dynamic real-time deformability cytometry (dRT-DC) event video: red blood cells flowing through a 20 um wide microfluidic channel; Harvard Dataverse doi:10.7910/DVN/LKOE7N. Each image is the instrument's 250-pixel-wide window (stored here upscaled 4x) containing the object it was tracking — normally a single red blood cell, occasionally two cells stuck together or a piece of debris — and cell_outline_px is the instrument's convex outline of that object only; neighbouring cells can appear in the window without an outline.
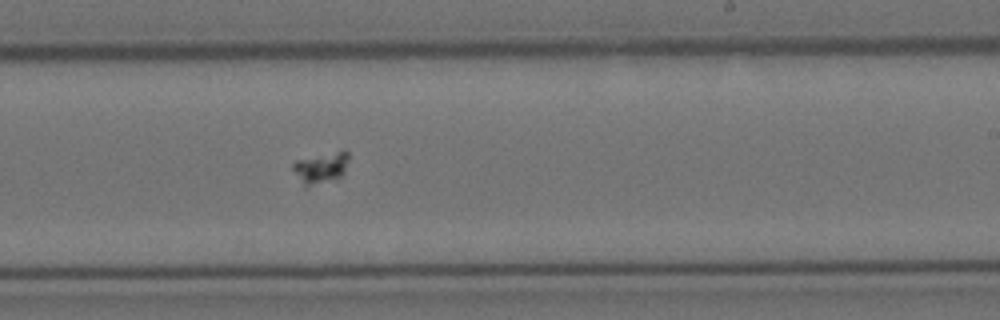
{"species": "Egyptian fruit bat (a non-hibernating species)", "species_latin": "Rousettus aegyptiacus", "temperature_condition": "cold", "stored_images_in_passage": 30, "camera_frame_rate_fps": 3000, "um_per_image_px": 0.085, "animal": {"sex": "female"}, "frame": {"image": 1, "passage_image": 17, "time_ms": 5.333, "image_size_px": [1000, 320], "cell_outline_px": [[348, 160], [344, 172], [336, 180], [304, 188], [292, 168], [292, 164], [296, 160], [340, 148], [348, 152]], "centroid_in_image_um": [27.28, 14.24], "position_along_channel_um": 261.7, "area_um2": 10.64}}
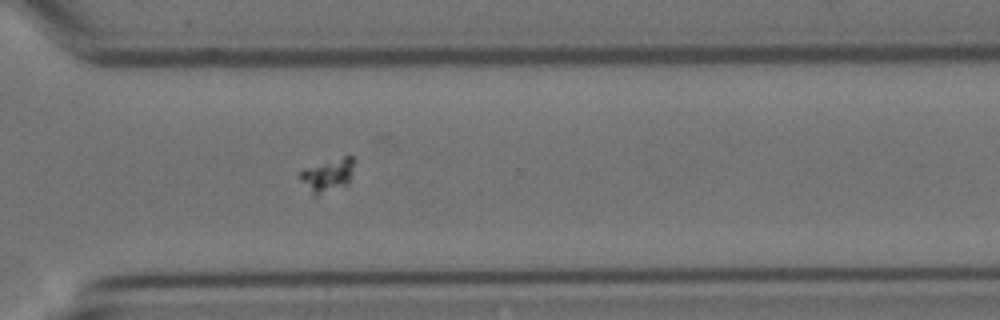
{"frame": {"image": 2, "passage_image": 24, "time_ms": 7.667, "image_size_px": [1000, 320], "cell_outline_px": [[356, 160], [348, 184], [316, 196], [312, 196], [300, 180], [300, 172], [304, 168], [344, 156], [352, 156]], "centroid_in_image_um": [27.86, 14.9], "position_along_channel_um": 342.7, "area_um2": 10.52}}
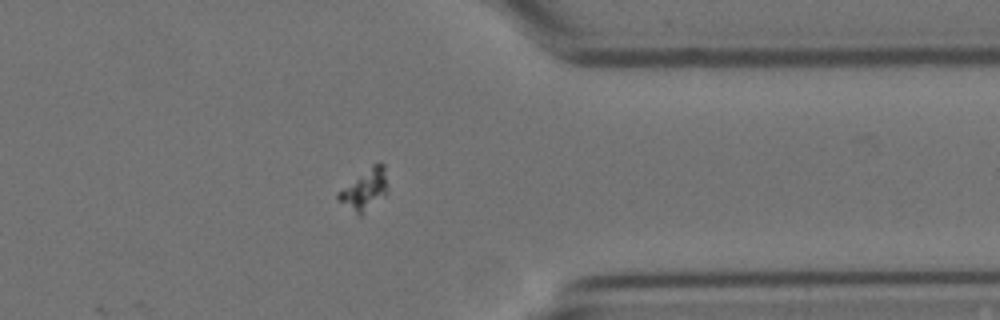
{"frame": {"image": 3, "passage_image": 28, "time_ms": 9.0, "image_size_px": [1000, 320], "cell_outline_px": [[388, 192], [384, 196], [360, 216], [356, 216], [336, 196], [336, 192], [372, 164], [380, 160], [384, 164]], "centroid_in_image_um": [31.0, 16.09], "position_along_channel_um": 380.4, "area_um2": 11.85}}